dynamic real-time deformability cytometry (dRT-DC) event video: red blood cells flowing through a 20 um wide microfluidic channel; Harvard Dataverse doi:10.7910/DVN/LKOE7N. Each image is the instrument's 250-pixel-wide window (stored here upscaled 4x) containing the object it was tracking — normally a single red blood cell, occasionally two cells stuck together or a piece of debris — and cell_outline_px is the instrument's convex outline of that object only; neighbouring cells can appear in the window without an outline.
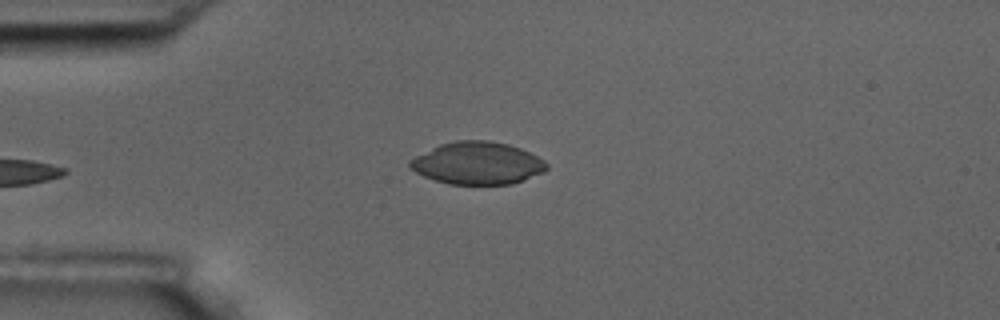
{"species": "common noctule bat (a hibernating species)", "species_latin": "Nyctalus noctula", "temperature_condition": "room temperature", "stored_images_in_passage": 5, "camera_frame_rate_fps": 3000, "um_per_image_px": 0.085, "animal": {"sex": "male", "body_mass_g": 17.5, "forearm_length_mm": 52.3}, "frame": {"image": 1, "passage_image": 3, "time_ms": 3.333, "image_size_px": [1000, 320], "cell_outline_px": [[548, 168], [544, 172], [524, 180], [512, 184], [448, 184], [424, 176], [408, 168], [408, 160], [440, 144], [456, 140], [488, 140], [508, 144], [520, 148], [544, 160], [548, 164]], "centroid_in_image_um": [40.58, 13.87], "position_along_channel_um": 44.4, "area_um2": 33.81}}